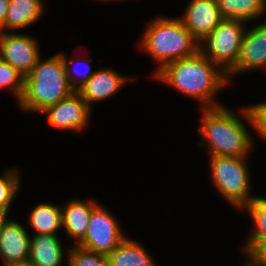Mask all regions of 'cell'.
<instances>
[{
    "instance_id": "6da1fadb",
    "label": "cell",
    "mask_w": 266,
    "mask_h": 266,
    "mask_svg": "<svg viewBox=\"0 0 266 266\" xmlns=\"http://www.w3.org/2000/svg\"><path fill=\"white\" fill-rule=\"evenodd\" d=\"M153 78L196 99L201 108L222 106L215 96L230 83L227 74L200 51L166 64Z\"/></svg>"
},
{
    "instance_id": "7a4b0ae2",
    "label": "cell",
    "mask_w": 266,
    "mask_h": 266,
    "mask_svg": "<svg viewBox=\"0 0 266 266\" xmlns=\"http://www.w3.org/2000/svg\"><path fill=\"white\" fill-rule=\"evenodd\" d=\"M201 110L199 146L207 147L210 156L249 157L253 139L236 113L225 105Z\"/></svg>"
},
{
    "instance_id": "3957f363",
    "label": "cell",
    "mask_w": 266,
    "mask_h": 266,
    "mask_svg": "<svg viewBox=\"0 0 266 266\" xmlns=\"http://www.w3.org/2000/svg\"><path fill=\"white\" fill-rule=\"evenodd\" d=\"M75 90L71 87L60 53L45 60L39 58L30 74L24 78V91L18 107L27 112H38L57 104Z\"/></svg>"
},
{
    "instance_id": "277c9868",
    "label": "cell",
    "mask_w": 266,
    "mask_h": 266,
    "mask_svg": "<svg viewBox=\"0 0 266 266\" xmlns=\"http://www.w3.org/2000/svg\"><path fill=\"white\" fill-rule=\"evenodd\" d=\"M142 35L139 44L141 49L158 62L153 76L166 64L191 57L200 51V42L179 18H154Z\"/></svg>"
},
{
    "instance_id": "5b68a950",
    "label": "cell",
    "mask_w": 266,
    "mask_h": 266,
    "mask_svg": "<svg viewBox=\"0 0 266 266\" xmlns=\"http://www.w3.org/2000/svg\"><path fill=\"white\" fill-rule=\"evenodd\" d=\"M210 178L213 186L236 209L249 204L256 196L250 194L251 181L248 157L210 156ZM250 194V195H249Z\"/></svg>"
},
{
    "instance_id": "8992f818",
    "label": "cell",
    "mask_w": 266,
    "mask_h": 266,
    "mask_svg": "<svg viewBox=\"0 0 266 266\" xmlns=\"http://www.w3.org/2000/svg\"><path fill=\"white\" fill-rule=\"evenodd\" d=\"M245 22L223 19L220 24L200 42V52L228 74L239 57Z\"/></svg>"
},
{
    "instance_id": "52a82bcc",
    "label": "cell",
    "mask_w": 266,
    "mask_h": 266,
    "mask_svg": "<svg viewBox=\"0 0 266 266\" xmlns=\"http://www.w3.org/2000/svg\"><path fill=\"white\" fill-rule=\"evenodd\" d=\"M126 237L114 215L97 204L92 209L86 235L77 246L107 256Z\"/></svg>"
},
{
    "instance_id": "ba28073f",
    "label": "cell",
    "mask_w": 266,
    "mask_h": 266,
    "mask_svg": "<svg viewBox=\"0 0 266 266\" xmlns=\"http://www.w3.org/2000/svg\"><path fill=\"white\" fill-rule=\"evenodd\" d=\"M37 39L26 34L0 32V59L10 64L24 78L40 58Z\"/></svg>"
},
{
    "instance_id": "9c48e42d",
    "label": "cell",
    "mask_w": 266,
    "mask_h": 266,
    "mask_svg": "<svg viewBox=\"0 0 266 266\" xmlns=\"http://www.w3.org/2000/svg\"><path fill=\"white\" fill-rule=\"evenodd\" d=\"M91 107L81 95L74 91L70 96L62 99L42 111L47 114L48 125L58 130L82 131L89 124Z\"/></svg>"
},
{
    "instance_id": "30bf717a",
    "label": "cell",
    "mask_w": 266,
    "mask_h": 266,
    "mask_svg": "<svg viewBox=\"0 0 266 266\" xmlns=\"http://www.w3.org/2000/svg\"><path fill=\"white\" fill-rule=\"evenodd\" d=\"M266 67V21L246 29L236 66L227 74L230 77L242 72Z\"/></svg>"
},
{
    "instance_id": "8fae6325",
    "label": "cell",
    "mask_w": 266,
    "mask_h": 266,
    "mask_svg": "<svg viewBox=\"0 0 266 266\" xmlns=\"http://www.w3.org/2000/svg\"><path fill=\"white\" fill-rule=\"evenodd\" d=\"M178 18L199 42L224 19L216 0H191Z\"/></svg>"
},
{
    "instance_id": "7c38bea8",
    "label": "cell",
    "mask_w": 266,
    "mask_h": 266,
    "mask_svg": "<svg viewBox=\"0 0 266 266\" xmlns=\"http://www.w3.org/2000/svg\"><path fill=\"white\" fill-rule=\"evenodd\" d=\"M31 236L14 219H8L0 236V260L3 266H16L29 261Z\"/></svg>"
},
{
    "instance_id": "4fadbf2b",
    "label": "cell",
    "mask_w": 266,
    "mask_h": 266,
    "mask_svg": "<svg viewBox=\"0 0 266 266\" xmlns=\"http://www.w3.org/2000/svg\"><path fill=\"white\" fill-rule=\"evenodd\" d=\"M129 79L131 80L132 78L123 76L110 67L107 69L102 68L94 70L91 78L77 92L92 108L94 102L103 101L119 92Z\"/></svg>"
},
{
    "instance_id": "5bb4252c",
    "label": "cell",
    "mask_w": 266,
    "mask_h": 266,
    "mask_svg": "<svg viewBox=\"0 0 266 266\" xmlns=\"http://www.w3.org/2000/svg\"><path fill=\"white\" fill-rule=\"evenodd\" d=\"M97 201L91 200H70L66 205H61L62 228L66 231L68 238L75 239L77 245L86 235L92 209Z\"/></svg>"
},
{
    "instance_id": "9a60e30c",
    "label": "cell",
    "mask_w": 266,
    "mask_h": 266,
    "mask_svg": "<svg viewBox=\"0 0 266 266\" xmlns=\"http://www.w3.org/2000/svg\"><path fill=\"white\" fill-rule=\"evenodd\" d=\"M60 241L57 235H32L28 262L34 266H62L65 252Z\"/></svg>"
},
{
    "instance_id": "2e32d148",
    "label": "cell",
    "mask_w": 266,
    "mask_h": 266,
    "mask_svg": "<svg viewBox=\"0 0 266 266\" xmlns=\"http://www.w3.org/2000/svg\"><path fill=\"white\" fill-rule=\"evenodd\" d=\"M43 0H9L4 32L22 30L39 21L45 12Z\"/></svg>"
},
{
    "instance_id": "e0dca14e",
    "label": "cell",
    "mask_w": 266,
    "mask_h": 266,
    "mask_svg": "<svg viewBox=\"0 0 266 266\" xmlns=\"http://www.w3.org/2000/svg\"><path fill=\"white\" fill-rule=\"evenodd\" d=\"M109 266H158L140 242L126 237L107 255Z\"/></svg>"
},
{
    "instance_id": "ac0fdd59",
    "label": "cell",
    "mask_w": 266,
    "mask_h": 266,
    "mask_svg": "<svg viewBox=\"0 0 266 266\" xmlns=\"http://www.w3.org/2000/svg\"><path fill=\"white\" fill-rule=\"evenodd\" d=\"M29 214L27 222L35 234L58 235L57 232L62 229L61 206L39 202Z\"/></svg>"
},
{
    "instance_id": "d6986e66",
    "label": "cell",
    "mask_w": 266,
    "mask_h": 266,
    "mask_svg": "<svg viewBox=\"0 0 266 266\" xmlns=\"http://www.w3.org/2000/svg\"><path fill=\"white\" fill-rule=\"evenodd\" d=\"M253 220L252 232L246 238L243 251L246 258L250 257L259 247L266 244V204L256 196L243 207Z\"/></svg>"
},
{
    "instance_id": "ffe728a7",
    "label": "cell",
    "mask_w": 266,
    "mask_h": 266,
    "mask_svg": "<svg viewBox=\"0 0 266 266\" xmlns=\"http://www.w3.org/2000/svg\"><path fill=\"white\" fill-rule=\"evenodd\" d=\"M224 19L244 22L261 18L266 12V0H216Z\"/></svg>"
},
{
    "instance_id": "44dd1931",
    "label": "cell",
    "mask_w": 266,
    "mask_h": 266,
    "mask_svg": "<svg viewBox=\"0 0 266 266\" xmlns=\"http://www.w3.org/2000/svg\"><path fill=\"white\" fill-rule=\"evenodd\" d=\"M19 169L8 168L0 176V211L8 213L20 188Z\"/></svg>"
},
{
    "instance_id": "7402d4cb",
    "label": "cell",
    "mask_w": 266,
    "mask_h": 266,
    "mask_svg": "<svg viewBox=\"0 0 266 266\" xmlns=\"http://www.w3.org/2000/svg\"><path fill=\"white\" fill-rule=\"evenodd\" d=\"M60 55L62 56V59L64 61L65 67H66V73H67L69 83H70L71 87L75 91H77L94 74V71L92 72V70H91V68H92L91 64H92L93 59L88 58L86 61H83L80 58L77 60H75V59L69 60L68 58H66L65 54L60 53ZM77 67H79V68H77Z\"/></svg>"
},
{
    "instance_id": "603a6c76",
    "label": "cell",
    "mask_w": 266,
    "mask_h": 266,
    "mask_svg": "<svg viewBox=\"0 0 266 266\" xmlns=\"http://www.w3.org/2000/svg\"><path fill=\"white\" fill-rule=\"evenodd\" d=\"M67 266H109L106 255L85 250L77 245L67 249Z\"/></svg>"
},
{
    "instance_id": "cb8c5ba5",
    "label": "cell",
    "mask_w": 266,
    "mask_h": 266,
    "mask_svg": "<svg viewBox=\"0 0 266 266\" xmlns=\"http://www.w3.org/2000/svg\"><path fill=\"white\" fill-rule=\"evenodd\" d=\"M10 88L17 103L24 91V77L10 64L0 59V89Z\"/></svg>"
},
{
    "instance_id": "d4e9b609",
    "label": "cell",
    "mask_w": 266,
    "mask_h": 266,
    "mask_svg": "<svg viewBox=\"0 0 266 266\" xmlns=\"http://www.w3.org/2000/svg\"><path fill=\"white\" fill-rule=\"evenodd\" d=\"M241 116L246 118L255 132L266 140V102H260L255 105L243 107Z\"/></svg>"
},
{
    "instance_id": "484cf974",
    "label": "cell",
    "mask_w": 266,
    "mask_h": 266,
    "mask_svg": "<svg viewBox=\"0 0 266 266\" xmlns=\"http://www.w3.org/2000/svg\"><path fill=\"white\" fill-rule=\"evenodd\" d=\"M246 261L251 266H266V244L259 247Z\"/></svg>"
},
{
    "instance_id": "4316f807",
    "label": "cell",
    "mask_w": 266,
    "mask_h": 266,
    "mask_svg": "<svg viewBox=\"0 0 266 266\" xmlns=\"http://www.w3.org/2000/svg\"><path fill=\"white\" fill-rule=\"evenodd\" d=\"M9 0H0V32H4V25L8 11Z\"/></svg>"
},
{
    "instance_id": "83f0119b",
    "label": "cell",
    "mask_w": 266,
    "mask_h": 266,
    "mask_svg": "<svg viewBox=\"0 0 266 266\" xmlns=\"http://www.w3.org/2000/svg\"><path fill=\"white\" fill-rule=\"evenodd\" d=\"M8 219H9L8 213L0 211V236H1L2 228Z\"/></svg>"
},
{
    "instance_id": "f1b7e54d",
    "label": "cell",
    "mask_w": 266,
    "mask_h": 266,
    "mask_svg": "<svg viewBox=\"0 0 266 266\" xmlns=\"http://www.w3.org/2000/svg\"><path fill=\"white\" fill-rule=\"evenodd\" d=\"M16 266H34V265L29 263V262H27V263H23V264L16 265Z\"/></svg>"
},
{
    "instance_id": "f546056e",
    "label": "cell",
    "mask_w": 266,
    "mask_h": 266,
    "mask_svg": "<svg viewBox=\"0 0 266 266\" xmlns=\"http://www.w3.org/2000/svg\"><path fill=\"white\" fill-rule=\"evenodd\" d=\"M259 198L266 204V197L259 196Z\"/></svg>"
},
{
    "instance_id": "4dcf8cb0",
    "label": "cell",
    "mask_w": 266,
    "mask_h": 266,
    "mask_svg": "<svg viewBox=\"0 0 266 266\" xmlns=\"http://www.w3.org/2000/svg\"><path fill=\"white\" fill-rule=\"evenodd\" d=\"M240 266H251L247 261Z\"/></svg>"
}]
</instances>
